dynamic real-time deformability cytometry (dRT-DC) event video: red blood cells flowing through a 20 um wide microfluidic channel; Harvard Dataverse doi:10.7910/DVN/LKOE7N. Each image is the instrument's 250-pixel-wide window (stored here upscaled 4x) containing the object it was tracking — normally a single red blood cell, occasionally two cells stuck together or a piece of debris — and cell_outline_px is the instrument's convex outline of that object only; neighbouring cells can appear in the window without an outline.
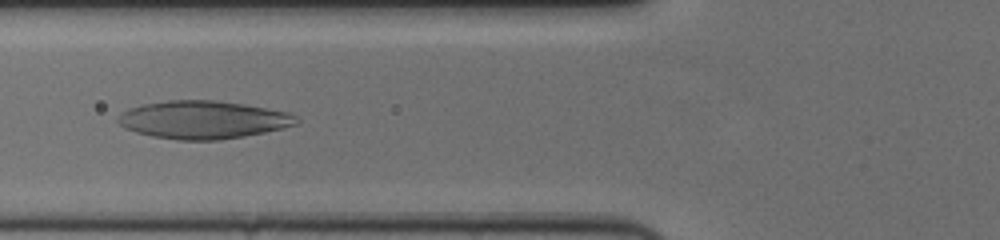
{"species": "human", "species_latin": "Homo sapiens", "temperature_condition": "cold", "stored_images_in_passage": 53, "camera_frame_rate_fps": 3000, "um_per_image_px": 0.085, "donor": {"sex": "female"}, "frame": {"image": 1, "passage_image": 18, "time_ms": 5.667, "image_size_px": [1000, 240], "cell_outline_px": [[300, 120], [296, 124], [284, 128], [244, 136], [220, 140], [180, 140], [152, 136], [136, 132], [124, 128], [116, 120], [124, 112], [140, 104], [168, 100], [216, 100], [244, 104], [288, 112], [296, 116]], "centroid_in_image_um": [17.28, 10.18], "position_along_channel_um": 108.5, "area_um2": 39.36}}
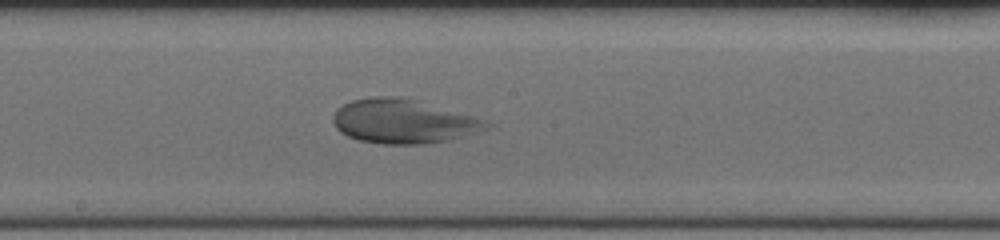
{"frame": {"image": 2, "passage_image": 27, "time_ms": 8.667, "image_size_px": [1000, 240], "cell_outline_px": [[496, 124], [488, 128], [476, 132], [448, 140], [428, 144], [384, 144], [360, 140], [348, 136], [340, 132], [336, 128], [332, 120], [332, 116], [336, 108], [352, 100], [368, 96], [408, 96], [472, 116]], "centroid_in_image_um": [34.26, 10.29], "position_along_channel_um": 213.9, "area_um2": 39.88}}
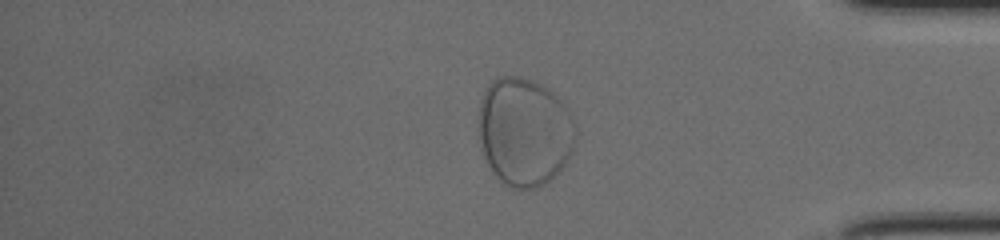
{"frame": {"image": 3, "passage_image": 44, "time_ms": 14.333, "image_size_px": [1000, 240], "cell_outline_px": [[576, 136], [568, 160], [560, 172], [544, 184], [536, 188], [508, 188], [496, 176], [484, 160], [480, 148], [480, 104], [484, 92], [488, 84], [492, 80], [500, 76], [516, 76], [532, 80], [540, 84], [552, 92], [560, 100], [576, 124]], "centroid_in_image_um": [44.57, 11.23], "position_along_channel_um": 390.6, "area_um2": 61.38}}